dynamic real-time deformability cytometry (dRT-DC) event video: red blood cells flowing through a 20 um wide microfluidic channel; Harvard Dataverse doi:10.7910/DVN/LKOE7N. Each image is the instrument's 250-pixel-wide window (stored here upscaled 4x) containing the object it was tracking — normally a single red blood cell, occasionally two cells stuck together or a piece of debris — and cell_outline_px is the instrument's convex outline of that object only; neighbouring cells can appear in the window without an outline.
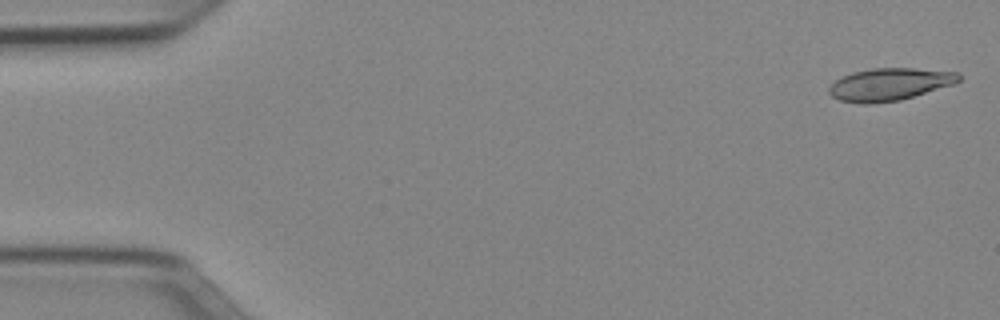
{"species": "Egyptian fruit bat (a non-hibernating species)", "species_latin": "Rousettus aegyptiacus", "temperature_condition": "cold", "stored_images_in_passage": 50, "camera_frame_rate_fps": 3000, "um_per_image_px": 0.085, "animal": {"sex": "female"}, "frame": {"image": 1, "passage_image": 1, "time_ms": 0.0, "image_size_px": [1000, 320], "cell_outline_px": [[960, 80], [956, 84], [900, 100], [872, 104], [864, 104], [840, 100], [832, 96], [828, 92], [828, 88], [836, 80], [852, 72], [872, 68], [912, 68], [960, 72]], "centroid_in_image_um": [75.65, 7.17], "position_along_channel_um": 9.4, "area_um2": 24.62}}
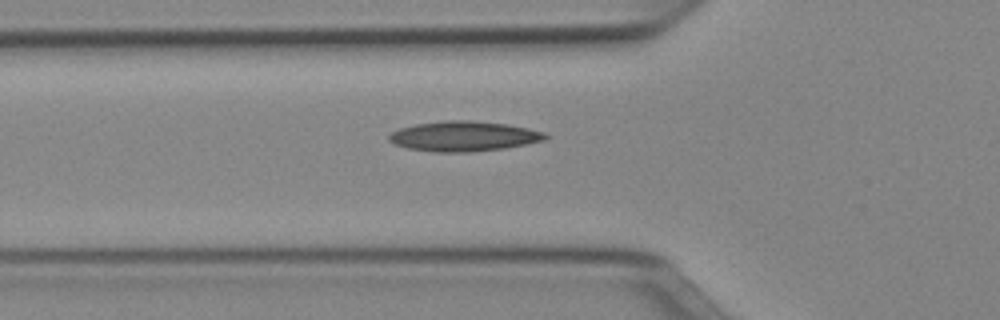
{"frame": {"image": 2, "passage_image": 17, "time_ms": 5.333, "image_size_px": [1000, 320], "cell_outline_px": [[548, 136], [544, 140], [504, 148], [472, 152], [432, 152], [408, 148], [396, 144], [388, 140], [388, 136], [392, 132], [400, 128], [416, 124], [444, 120], [468, 120], [508, 124], [528, 128], [544, 132]], "centroid_in_image_um": [39.4, 11.58], "position_along_channel_um": 86.4, "area_um2": 27.28}}
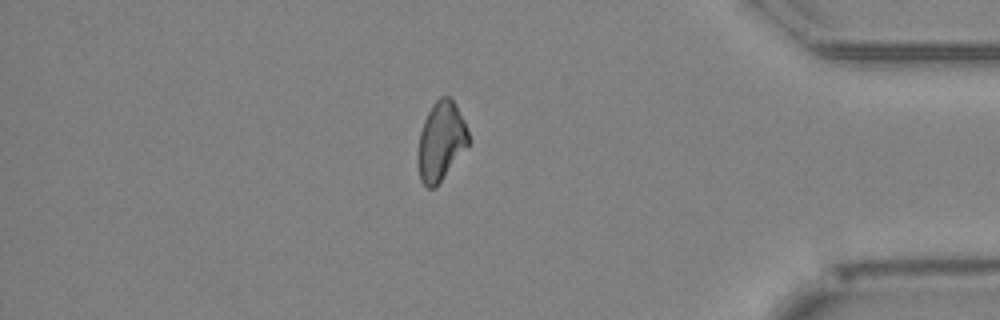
{"frame": {"image": 3, "passage_image": 43, "time_ms": 14.0, "image_size_px": [1000, 320], "cell_outline_px": [[468, 144], [436, 188], [428, 188], [420, 180], [416, 160], [416, 156], [420, 132], [424, 120], [432, 104], [440, 96], [448, 96], [456, 104], [464, 120], [468, 132]], "centroid_in_image_um": [37.44, 12.01], "position_along_channel_um": 397.8, "area_um2": 23.29}}